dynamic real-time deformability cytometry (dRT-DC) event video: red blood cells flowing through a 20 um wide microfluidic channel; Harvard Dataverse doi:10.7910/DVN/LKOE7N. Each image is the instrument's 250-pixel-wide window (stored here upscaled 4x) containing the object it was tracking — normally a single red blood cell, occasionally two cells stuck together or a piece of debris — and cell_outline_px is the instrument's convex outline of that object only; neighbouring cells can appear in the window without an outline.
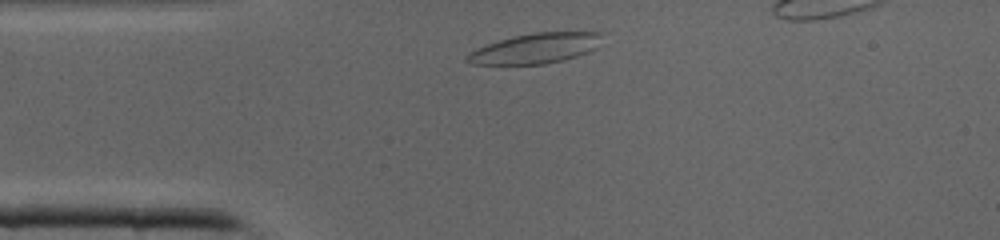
{"species": "common noctule bat (a hibernating species)", "species_latin": "Nyctalus noctula", "temperature_condition": "cold", "stored_images_in_passage": 29, "camera_frame_rate_fps": 3000, "um_per_image_px": 0.085, "animal": {"sex": "male", "body_mass_g": 19.0, "forearm_length_mm": 50.8}, "frame": {"image": 1, "passage_image": 1, "time_ms": 0.0, "image_size_px": [1000, 240], "cell_outline_px": [[604, 32], [596, 48], [588, 52], [564, 60], [544, 64], [472, 64], [464, 60], [464, 56], [468, 52], [484, 44], [512, 36], [532, 32]], "centroid_in_image_um": [45.46, 4.1], "position_along_channel_um": 39.5, "area_um2": 23.99}}
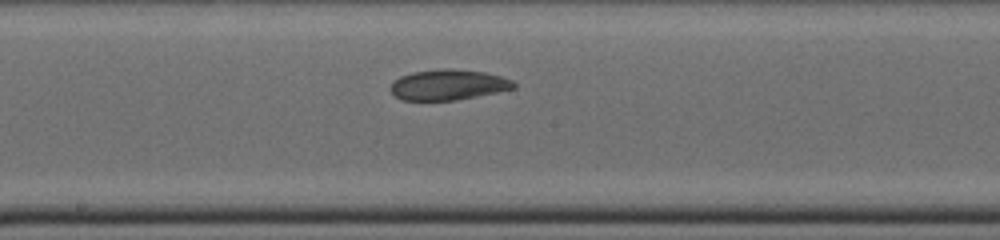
{"frame": {"image": 2, "passage_image": 13, "time_ms": 4.0, "image_size_px": [1000, 240], "cell_outline_px": [[516, 88], [456, 100], [404, 100], [396, 96], [392, 92], [392, 84], [400, 76], [412, 72], [440, 68], [452, 68], [484, 72], [500, 76], [512, 80], [516, 84]], "centroid_in_image_um": [38.12, 7.19], "position_along_channel_um": 210.1, "area_um2": 21.73}}
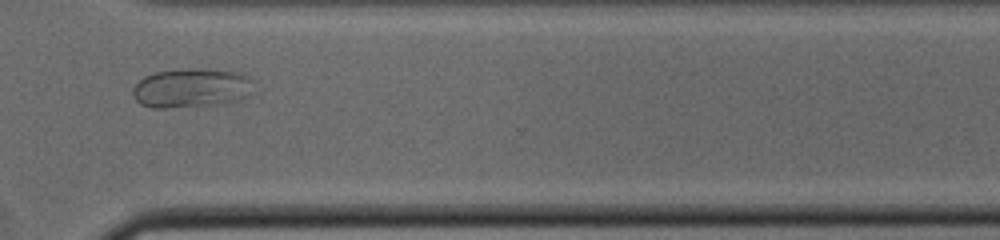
{"frame": {"image": 3, "passage_image": 22, "time_ms": 7.0, "image_size_px": [1000, 240], "cell_outline_px": [[256, 92], [248, 96], [232, 100], [212, 104], [164, 108], [152, 108], [140, 104], [136, 100], [132, 92], [132, 88], [144, 76], [156, 72], [188, 68], [200, 68], [236, 72], [248, 76], [252, 80]], "centroid_in_image_um": [16.27, 7.46], "position_along_channel_um": 354.3, "area_um2": 27.57}}